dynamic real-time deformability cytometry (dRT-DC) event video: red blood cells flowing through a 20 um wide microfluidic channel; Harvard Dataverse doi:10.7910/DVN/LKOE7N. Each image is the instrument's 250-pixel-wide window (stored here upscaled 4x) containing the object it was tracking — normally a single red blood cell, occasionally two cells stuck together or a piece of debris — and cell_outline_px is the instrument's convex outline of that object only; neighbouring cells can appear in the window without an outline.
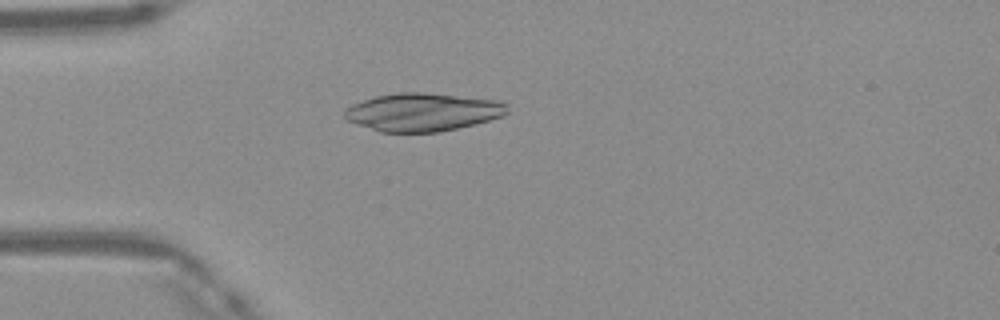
{"species": "Egyptian fruit bat (a non-hibernating species)", "species_latin": "Rousettus aegyptiacus", "temperature_condition": "warm", "stored_images_in_passage": 48, "camera_frame_rate_fps": 3000, "um_per_image_px": 0.085, "frame": {"image": 1, "passage_image": 13, "time_ms": 4.0, "image_size_px": [1000, 320], "cell_outline_px": [[508, 112], [500, 116], [488, 120], [440, 132], [380, 132], [356, 124], [348, 120], [344, 116], [344, 112], [352, 104], [376, 96], [396, 92], [424, 92], [496, 100], [508, 104]], "centroid_in_image_um": [35.9, 9.52], "position_along_channel_um": 49.1, "area_um2": 35.84}}
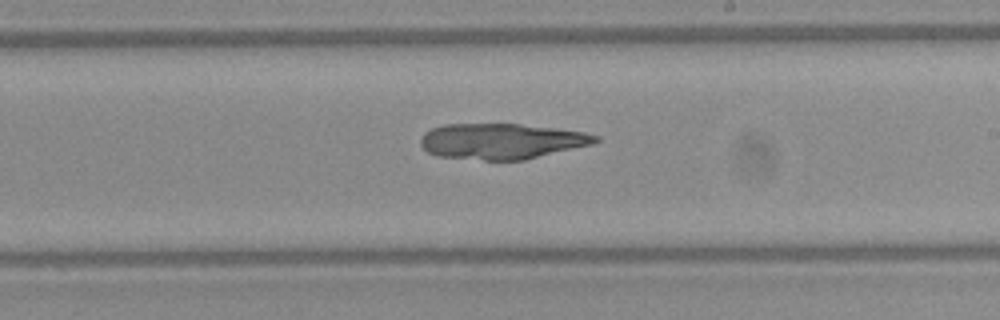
{"frame": {"image": 2, "passage_image": 28, "time_ms": 9.0, "image_size_px": [1000, 320], "cell_outline_px": [[600, 140], [592, 144], [524, 160], [484, 160], [436, 156], [428, 152], [420, 144], [420, 140], [424, 132], [432, 128], [444, 124], [520, 124], [556, 128], [584, 132], [600, 136]], "centroid_in_image_um": [42.62, 12.0], "position_along_channel_um": 246.4, "area_um2": 36.36}}
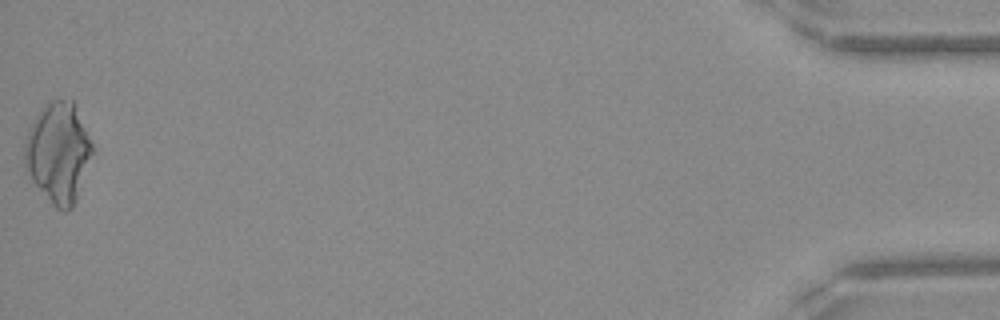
{"frame": {"image": 3, "passage_image": 48, "time_ms": 15.667, "image_size_px": [1000, 320], "cell_outline_px": [[92, 152], [76, 200], [72, 208], [64, 212], [56, 208], [52, 204], [32, 180], [24, 164], [24, 144], [28, 132], [36, 116], [52, 100], [72, 100], [76, 104], [92, 144]], "centroid_in_image_um": [4.95, 12.98], "position_along_channel_um": 430.2, "area_um2": 38.78}}